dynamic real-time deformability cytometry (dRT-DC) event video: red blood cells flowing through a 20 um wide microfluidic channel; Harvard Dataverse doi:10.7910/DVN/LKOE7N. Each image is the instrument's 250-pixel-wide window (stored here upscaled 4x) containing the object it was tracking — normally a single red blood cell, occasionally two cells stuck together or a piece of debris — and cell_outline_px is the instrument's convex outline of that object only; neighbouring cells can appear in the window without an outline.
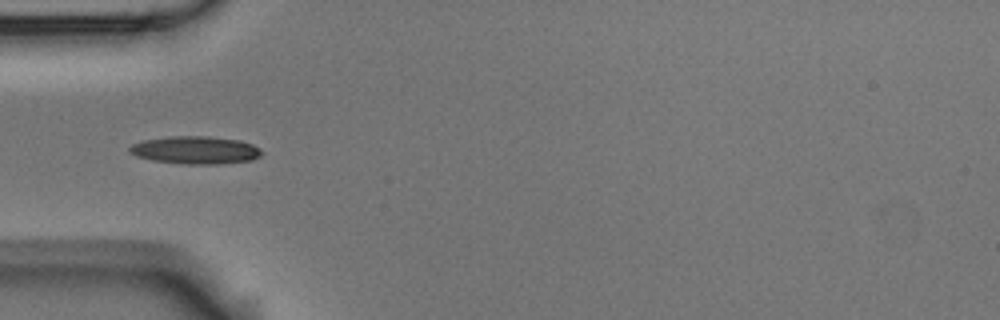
{"species": "Egyptian fruit bat (a non-hibernating species)", "species_latin": "Rousettus aegyptiacus", "temperature_condition": "room temperature", "stored_images_in_passage": 6, "camera_frame_rate_fps": 3000, "um_per_image_px": 0.085, "animal": {"sex": "male"}, "frame": {"image": 1, "passage_image": 5, "time_ms": 1.333, "image_size_px": [1000, 320], "cell_outline_px": [[264, 152], [260, 156], [252, 160], [220, 164], [184, 164], [152, 160], [136, 156], [128, 152], [128, 148], [132, 144], [144, 140], [172, 136], [208, 136], [240, 140], [252, 144], [260, 148]], "centroid_in_image_um": [16.63, 12.76], "position_along_channel_um": 68.4, "area_um2": 21.5}}
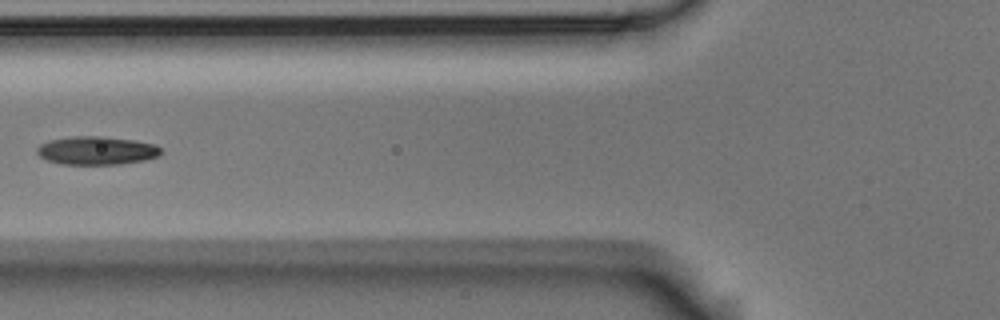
{"frame": {"image": 2, "passage_image": 6, "time_ms": 1.667, "image_size_px": [1000, 320], "cell_outline_px": [[164, 152], [160, 156], [144, 160], [120, 164], [60, 164], [48, 160], [40, 156], [36, 152], [36, 148], [40, 144], [48, 140], [72, 136], [104, 136], [132, 140], [156, 144]], "centroid_in_image_um": [8.23, 12.79], "position_along_channel_um": 117.6, "area_um2": 20.63}}